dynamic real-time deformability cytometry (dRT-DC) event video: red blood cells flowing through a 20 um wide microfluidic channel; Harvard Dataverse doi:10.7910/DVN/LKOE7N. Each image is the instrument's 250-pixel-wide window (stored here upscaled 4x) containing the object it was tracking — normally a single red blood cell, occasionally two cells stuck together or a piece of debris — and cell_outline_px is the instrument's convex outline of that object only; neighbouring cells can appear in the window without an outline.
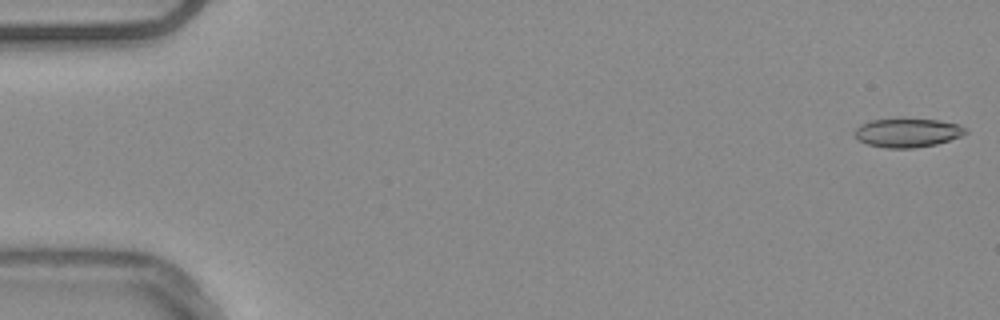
{"species": "common noctule bat (a hibernating species)", "species_latin": "Nyctalus noctula", "temperature_condition": "warm", "stored_images_in_passage": 54, "camera_frame_rate_fps": 3000, "um_per_image_px": 0.085, "animal": {"sex": "male", "body_mass_g": 20.4}, "frame": {"image": 1, "passage_image": 1, "time_ms": 0.0, "image_size_px": [1000, 320], "cell_outline_px": [[968, 132], [960, 136], [936, 144], [912, 148], [888, 148], [868, 144], [860, 140], [852, 132], [860, 124], [872, 120], [904, 116], [940, 120], [956, 124], [968, 128]], "centroid_in_image_um": [77.13, 11.23], "position_along_channel_um": 7.9, "area_um2": 19.19}}
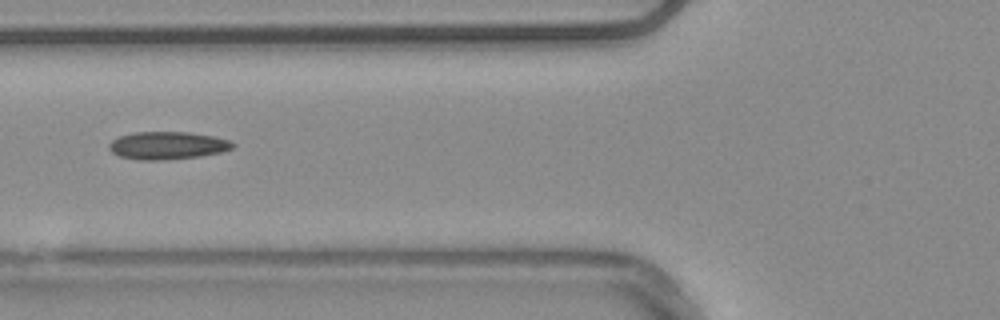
{"frame": {"image": 2, "passage_image": 21, "time_ms": 6.667, "image_size_px": [1000, 320], "cell_outline_px": [[236, 144], [232, 148], [220, 152], [200, 156], [160, 160], [140, 160], [120, 156], [112, 152], [108, 148], [108, 144], [112, 140], [120, 136], [136, 132], [188, 132], [212, 136], [228, 140]], "centroid_in_image_um": [14.21, 12.36], "position_along_channel_um": 111.6, "area_um2": 19.77}}
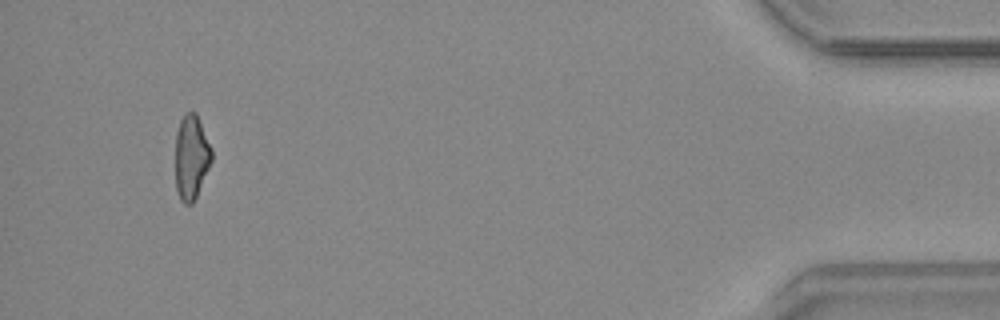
{"frame": {"image": 3, "passage_image": 51, "time_ms": 16.667, "image_size_px": [1000, 320], "cell_outline_px": [[212, 160], [196, 196], [192, 204], [184, 204], [180, 200], [176, 188], [176, 132], [180, 120], [184, 112], [196, 112], [212, 148]], "centroid_in_image_um": [16.26, 13.33], "position_along_channel_um": 418.9, "area_um2": 17.86}, "authors_computed_cell_mechanics": {"area_um2": 18.8139, "velocity_mm_per_s": 3.8054, "shape_relaxation_time_tau1_ms": 5.7305, "shape_relaxation_time_tau2_ms": 3.7635, "deformation_change_tau1": 0.1522, "deformation_change_tau2": 0.1386}}